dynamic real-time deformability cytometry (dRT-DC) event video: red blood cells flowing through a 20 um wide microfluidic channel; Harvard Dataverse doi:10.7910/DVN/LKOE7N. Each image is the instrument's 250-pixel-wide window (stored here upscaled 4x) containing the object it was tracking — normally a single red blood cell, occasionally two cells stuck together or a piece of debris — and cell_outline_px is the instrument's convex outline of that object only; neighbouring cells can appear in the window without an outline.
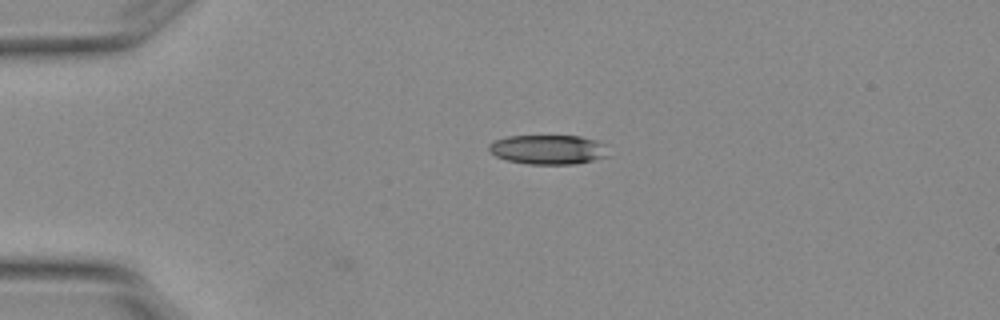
{"species": "Egyptian fruit bat (a non-hibernating species)", "species_latin": "Rousettus aegyptiacus", "temperature_condition": "warm", "stored_images_in_passage": 2, "camera_frame_rate_fps": 3000, "um_per_image_px": 0.085, "animal": {"sex": "female"}, "frame": {"image": 1, "passage_image": 1, "time_ms": 0.0, "image_size_px": [1000, 320], "cell_outline_px": [[612, 156], [576, 164], [528, 164], [508, 160], [496, 156], [488, 152], [488, 144], [504, 136], [580, 136], [596, 140], [604, 144]], "centroid_in_image_um": [46.62, 12.71], "position_along_channel_um": 38.4, "area_um2": 20.81}}
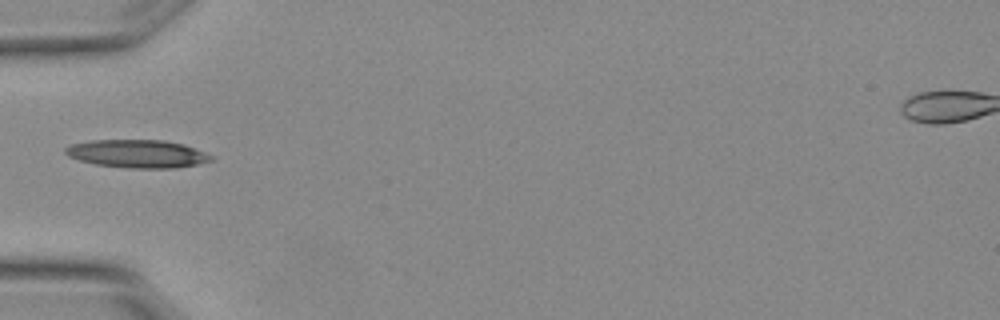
{"frame": {"image": 2, "passage_image": 2, "time_ms": 0.333, "image_size_px": [1000, 320], "cell_outline_px": [[212, 160], [196, 164], [176, 168], [132, 168], [96, 164], [80, 160], [68, 156], [64, 152], [64, 148], [72, 144], [92, 140], [164, 140], [184, 144], [204, 152], [212, 156]], "centroid_in_image_um": [11.66, 13.06], "position_along_channel_um": 73.3, "area_um2": 23.58}}